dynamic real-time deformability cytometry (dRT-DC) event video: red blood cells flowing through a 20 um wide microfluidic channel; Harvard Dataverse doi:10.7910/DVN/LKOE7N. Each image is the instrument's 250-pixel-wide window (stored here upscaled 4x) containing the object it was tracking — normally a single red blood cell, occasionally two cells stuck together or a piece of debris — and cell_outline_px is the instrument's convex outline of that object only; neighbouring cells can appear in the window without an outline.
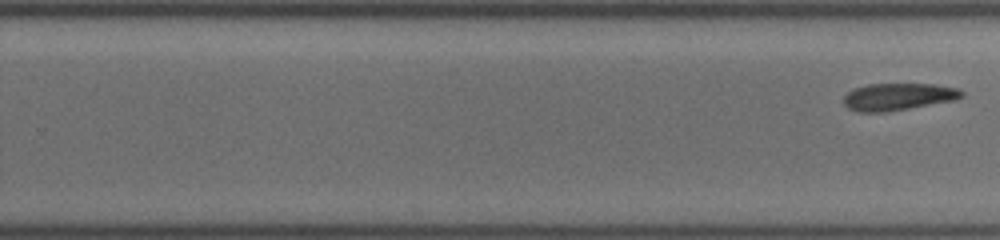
{"species": "common noctule bat (a hibernating species)", "species_latin": "Nyctalus noctula", "temperature_condition": "cold", "stored_images_in_passage": 9, "segment_of_instrument_passage": [2, 2], "camera_frame_rate_fps": 3000, "um_per_image_px": 0.085, "animal": {"sex": "female", "body_mass_g": 19.5, "forearm_length_mm": 54.1}, "frame": {"image": 1, "passage_image": 9, "time_ms": 8.0, "image_size_px": [1000, 240], "cell_outline_px": [[964, 96], [956, 100], [884, 112], [860, 112], [848, 108], [844, 104], [844, 96], [848, 92], [856, 88], [868, 84], [936, 84], [960, 88], [964, 92]], "centroid_in_image_um": [76.39, 8.21], "position_along_channel_um": 253.4, "area_um2": 18.67}}